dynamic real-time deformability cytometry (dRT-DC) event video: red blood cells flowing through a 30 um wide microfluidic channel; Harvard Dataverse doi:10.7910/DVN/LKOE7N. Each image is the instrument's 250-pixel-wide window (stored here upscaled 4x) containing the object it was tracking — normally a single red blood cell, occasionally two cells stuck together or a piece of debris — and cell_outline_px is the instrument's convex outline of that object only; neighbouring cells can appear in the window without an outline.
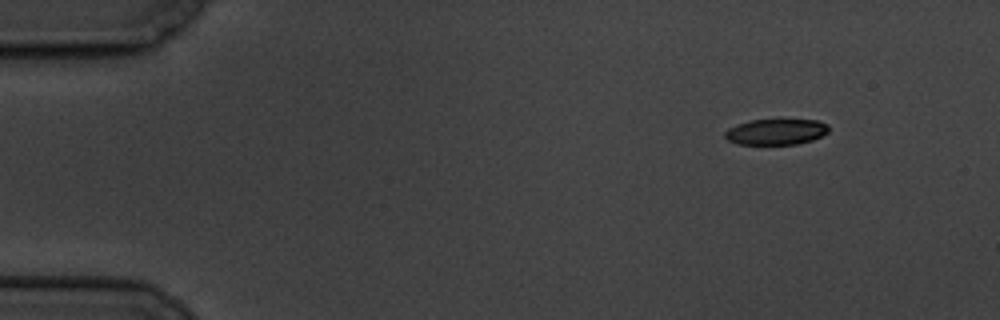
{"species": "common noctule bat (a hibernating species)", "species_latin": "Nyctalus noctula", "temperature_condition": "cold", "stored_images_in_passage": 6, "camera_frame_rate_fps": 3000, "um_per_image_px": 0.085, "animal": {"sex": "male", "body_mass_g": 19.5, "forearm_length_mm": 54.6}, "frame": {"image": 1, "passage_image": 1, "time_ms": 0.0, "image_size_px": [1000, 320], "cell_outline_px": [[828, 132], [812, 140], [796, 144], [736, 144], [728, 140], [724, 136], [724, 132], [728, 128], [736, 124], [752, 120], [816, 120], [828, 124]], "centroid_in_image_um": [65.93, 11.2], "position_along_channel_um": 19.1, "area_um2": 15.55}}
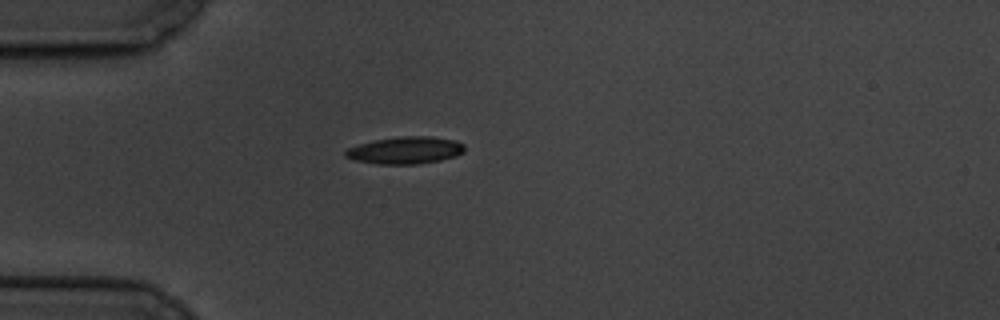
{"frame": {"image": 2, "passage_image": 4, "time_ms": 3.333, "image_size_px": [1000, 320], "cell_outline_px": [[464, 152], [456, 156], [440, 160], [416, 164], [376, 164], [352, 160], [344, 156], [344, 152], [348, 148], [372, 140], [400, 136], [432, 136], [456, 140], [464, 144]], "centroid_in_image_um": [34.44, 12.77], "position_along_channel_um": 50.6, "area_um2": 19.07}}
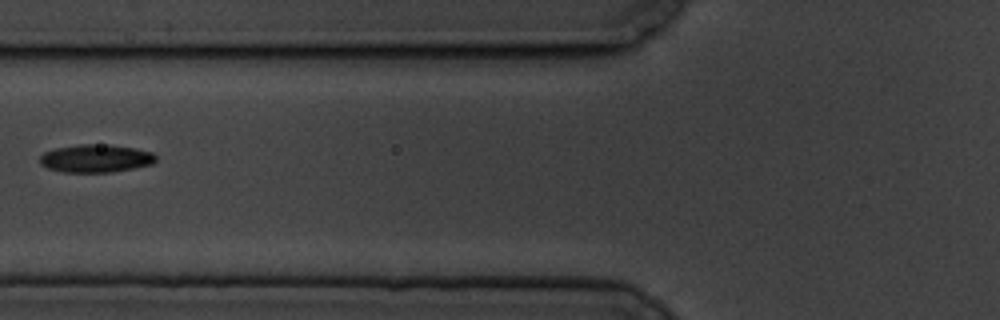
{"frame": {"image": 3, "passage_image": 6, "time_ms": 5.667, "image_size_px": [1000, 320], "cell_outline_px": [[156, 160], [152, 164], [112, 172], [64, 172], [48, 168], [40, 164], [40, 156], [44, 152], [56, 148], [80, 144], [108, 144], [136, 148], [152, 152], [156, 156]], "centroid_in_image_um": [8.15, 13.45], "position_along_channel_um": 117.7, "area_um2": 18.9}}